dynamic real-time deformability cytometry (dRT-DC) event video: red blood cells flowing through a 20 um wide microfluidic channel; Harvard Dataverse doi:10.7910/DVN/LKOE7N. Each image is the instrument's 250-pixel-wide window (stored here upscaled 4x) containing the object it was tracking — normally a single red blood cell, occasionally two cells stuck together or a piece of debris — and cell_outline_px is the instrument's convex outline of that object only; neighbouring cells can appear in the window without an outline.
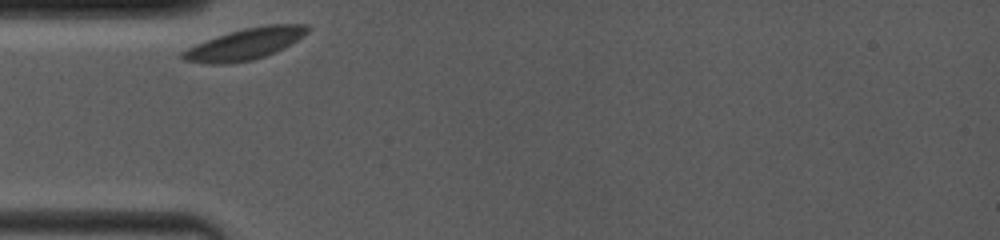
{"species": "common noctule bat (a hibernating species)", "species_latin": "Nyctalus noctula", "temperature_condition": "room temperature", "stored_images_in_passage": 2, "camera_frame_rate_fps": 4000, "um_per_image_px": 0.085, "animal": {"sex": "female", "body_mass_g": 19.0, "forearm_length_mm": 53.3}, "frame": {"image": 1, "passage_image": 1, "time_ms": 0.0, "image_size_px": [1000, 240], "cell_outline_px": [[308, 32], [296, 40], [264, 56], [252, 60], [228, 64], [212, 64], [184, 60], [180, 56], [180, 52], [196, 44], [232, 32], [248, 28], [268, 24], [308, 24]], "centroid_in_image_um": [20.8, 3.75], "position_along_channel_um": 64.2, "area_um2": 22.02}}